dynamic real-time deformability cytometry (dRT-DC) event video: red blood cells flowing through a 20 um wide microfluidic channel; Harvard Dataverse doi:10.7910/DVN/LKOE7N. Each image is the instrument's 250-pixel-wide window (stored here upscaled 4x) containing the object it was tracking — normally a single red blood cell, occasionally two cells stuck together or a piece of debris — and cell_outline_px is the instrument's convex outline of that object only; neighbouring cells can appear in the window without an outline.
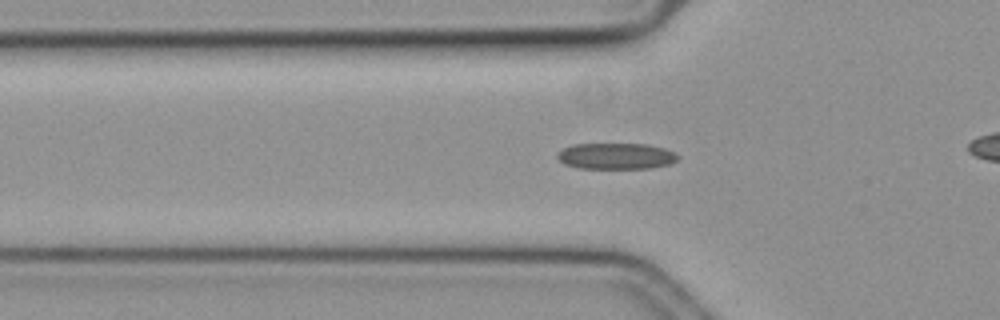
{"species": "common noctule bat (a hibernating species)", "species_latin": "Nyctalus noctula", "temperature_condition": "cold", "stored_images_in_passage": 34, "camera_frame_rate_fps": 3000, "um_per_image_px": 0.085, "animal": {"sex": "female", "body_mass_g": 19.3, "forearm_length_mm": 54.1}, "frame": {"image": 1, "passage_image": 6, "time_ms": 1.667, "image_size_px": [1000, 320], "cell_outline_px": [[680, 156], [676, 160], [668, 164], [652, 168], [576, 168], [564, 164], [556, 156], [564, 148], [572, 144], [648, 144], [664, 148]], "centroid_in_image_um": [52.35, 13.27], "position_along_channel_um": 73.4, "area_um2": 18.26}}
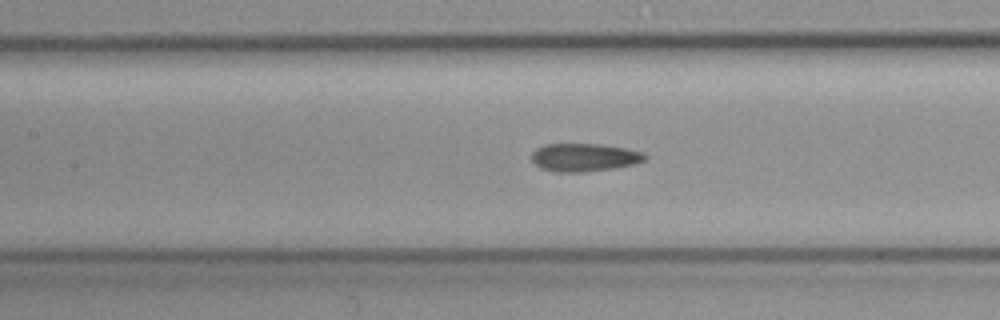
{"frame": {"image": 2, "passage_image": 13, "time_ms": 4.0, "image_size_px": [1000, 320], "cell_outline_px": [[648, 156], [644, 160], [636, 164], [616, 168], [584, 172], [556, 172], [540, 168], [532, 160], [532, 152], [536, 148], [544, 144], [600, 144], [624, 148], [644, 152]], "centroid_in_image_um": [49.68, 13.38], "position_along_channel_um": 157.7, "area_um2": 18.67}}
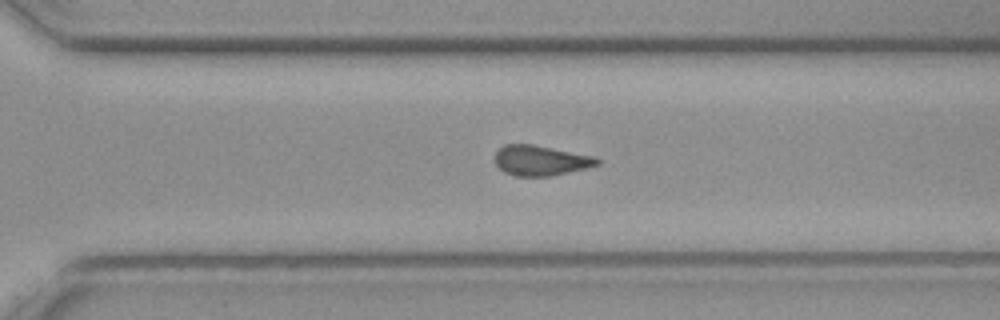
{"frame": {"image": 3, "passage_image": 27, "time_ms": 8.667, "image_size_px": [1000, 320], "cell_outline_px": [[600, 164], [588, 168], [552, 176], [516, 176], [504, 172], [496, 164], [496, 152], [504, 144], [532, 144], [592, 156], [600, 160]], "centroid_in_image_um": [45.96, 13.65], "position_along_channel_um": 324.6, "area_um2": 17.86}}